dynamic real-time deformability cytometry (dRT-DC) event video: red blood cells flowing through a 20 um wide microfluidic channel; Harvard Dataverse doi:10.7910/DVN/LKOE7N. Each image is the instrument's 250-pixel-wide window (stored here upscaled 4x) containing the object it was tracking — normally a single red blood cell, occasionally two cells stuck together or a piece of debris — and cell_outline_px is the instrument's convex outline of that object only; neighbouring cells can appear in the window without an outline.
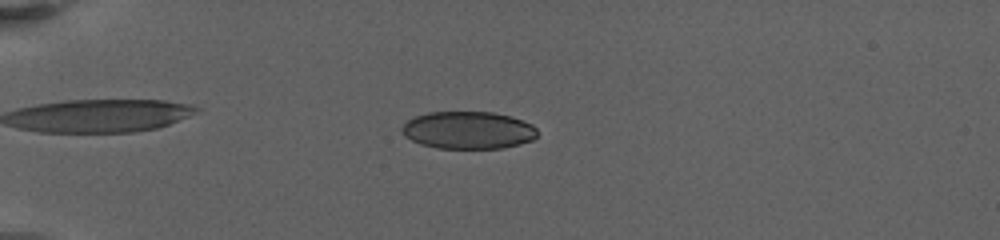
{"species": "human", "species_latin": "Homo sapiens", "temperature_condition": "warm", "stored_images_in_passage": 55, "camera_frame_rate_fps": 3000, "um_per_image_px": 0.085, "donor": {"sex": "female"}, "frame": {"image": 1, "passage_image": 15, "time_ms": 6.0, "image_size_px": [1000, 240], "cell_outline_px": [[536, 136], [532, 140], [520, 144], [500, 148], [436, 148], [420, 144], [404, 136], [400, 128], [408, 120], [416, 116], [428, 112], [492, 112], [512, 116], [532, 124], [536, 128]], "centroid_in_image_um": [39.78, 11.06], "position_along_channel_um": 45.2, "area_um2": 29.59}}
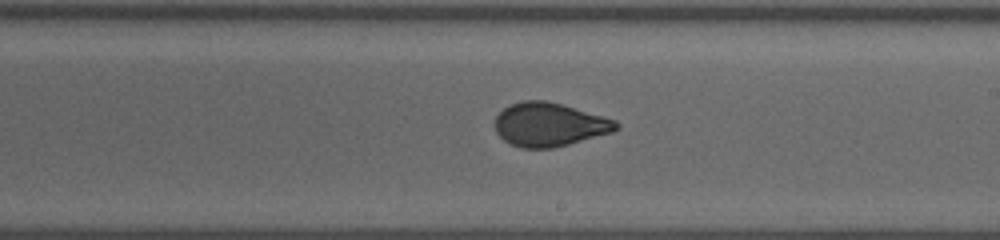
{"frame": {"image": 2, "passage_image": 34, "time_ms": 13.667, "image_size_px": [1000, 240], "cell_outline_px": [[620, 128], [612, 132], [568, 144], [552, 148], [520, 148], [504, 140], [496, 132], [496, 116], [504, 108], [512, 104], [524, 100], [544, 100], [560, 104], [604, 116], [616, 120], [620, 124]], "centroid_in_image_um": [46.71, 10.59], "position_along_channel_um": 242.3, "area_um2": 30.58}}
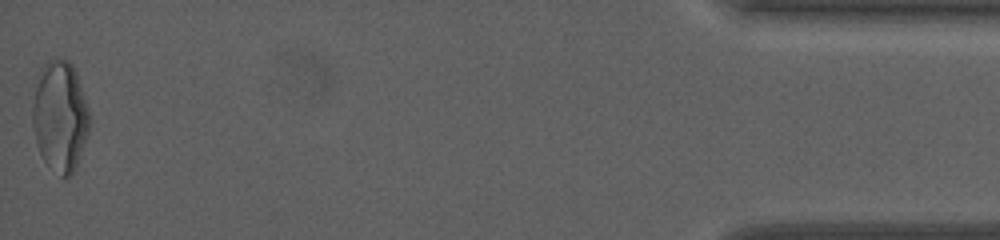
{"frame": {"image": 3, "passage_image": 55, "time_ms": 22.333, "image_size_px": [1000, 240], "cell_outline_px": [[88, 132], [76, 164], [72, 172], [68, 176], [60, 176], [44, 160], [40, 152], [36, 140], [32, 120], [32, 104], [40, 68], [48, 60], [56, 56], [68, 60], [72, 64], [76, 72], [88, 108]], "centroid_in_image_um": [5.08, 9.81], "position_along_channel_um": 430.1, "area_um2": 36.18}, "authors_computed_cell_mechanics": {"area_um2": 30.4028, "velocity_mm_per_s": 3.1008, "shape_relaxation_time_tau1_ms": 10.8243, "shape_relaxation_time_tau2_ms": null, "deformation_change_tau1": 0.2465, "deformation_change_tau2": null}}